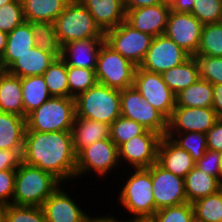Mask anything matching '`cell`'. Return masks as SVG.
Listing matches in <instances>:
<instances>
[{
	"instance_id": "27",
	"label": "cell",
	"mask_w": 222,
	"mask_h": 222,
	"mask_svg": "<svg viewBox=\"0 0 222 222\" xmlns=\"http://www.w3.org/2000/svg\"><path fill=\"white\" fill-rule=\"evenodd\" d=\"M26 118L0 111V149H23Z\"/></svg>"
},
{
	"instance_id": "13",
	"label": "cell",
	"mask_w": 222,
	"mask_h": 222,
	"mask_svg": "<svg viewBox=\"0 0 222 222\" xmlns=\"http://www.w3.org/2000/svg\"><path fill=\"white\" fill-rule=\"evenodd\" d=\"M155 212L164 207L187 203L184 178L165 170L157 162L151 165Z\"/></svg>"
},
{
	"instance_id": "16",
	"label": "cell",
	"mask_w": 222,
	"mask_h": 222,
	"mask_svg": "<svg viewBox=\"0 0 222 222\" xmlns=\"http://www.w3.org/2000/svg\"><path fill=\"white\" fill-rule=\"evenodd\" d=\"M203 24L191 13L172 11L165 34L191 56L198 50Z\"/></svg>"
},
{
	"instance_id": "48",
	"label": "cell",
	"mask_w": 222,
	"mask_h": 222,
	"mask_svg": "<svg viewBox=\"0 0 222 222\" xmlns=\"http://www.w3.org/2000/svg\"><path fill=\"white\" fill-rule=\"evenodd\" d=\"M213 103L212 108L218 119H222V84H212Z\"/></svg>"
},
{
	"instance_id": "29",
	"label": "cell",
	"mask_w": 222,
	"mask_h": 222,
	"mask_svg": "<svg viewBox=\"0 0 222 222\" xmlns=\"http://www.w3.org/2000/svg\"><path fill=\"white\" fill-rule=\"evenodd\" d=\"M161 75L164 82L175 94L186 89L200 78L198 64L194 56H191L181 65L163 72Z\"/></svg>"
},
{
	"instance_id": "23",
	"label": "cell",
	"mask_w": 222,
	"mask_h": 222,
	"mask_svg": "<svg viewBox=\"0 0 222 222\" xmlns=\"http://www.w3.org/2000/svg\"><path fill=\"white\" fill-rule=\"evenodd\" d=\"M35 46L31 23L24 21L14 28L7 36V44L4 54L1 57V64L6 71L20 55L28 52Z\"/></svg>"
},
{
	"instance_id": "25",
	"label": "cell",
	"mask_w": 222,
	"mask_h": 222,
	"mask_svg": "<svg viewBox=\"0 0 222 222\" xmlns=\"http://www.w3.org/2000/svg\"><path fill=\"white\" fill-rule=\"evenodd\" d=\"M0 111L24 117L21 78L7 71L0 74Z\"/></svg>"
},
{
	"instance_id": "36",
	"label": "cell",
	"mask_w": 222,
	"mask_h": 222,
	"mask_svg": "<svg viewBox=\"0 0 222 222\" xmlns=\"http://www.w3.org/2000/svg\"><path fill=\"white\" fill-rule=\"evenodd\" d=\"M69 98H76L79 94L95 86L97 82L95 69H85L67 65Z\"/></svg>"
},
{
	"instance_id": "32",
	"label": "cell",
	"mask_w": 222,
	"mask_h": 222,
	"mask_svg": "<svg viewBox=\"0 0 222 222\" xmlns=\"http://www.w3.org/2000/svg\"><path fill=\"white\" fill-rule=\"evenodd\" d=\"M33 31L35 46L47 51L57 58L62 55V44L55 31V25L52 22H30Z\"/></svg>"
},
{
	"instance_id": "9",
	"label": "cell",
	"mask_w": 222,
	"mask_h": 222,
	"mask_svg": "<svg viewBox=\"0 0 222 222\" xmlns=\"http://www.w3.org/2000/svg\"><path fill=\"white\" fill-rule=\"evenodd\" d=\"M152 39L153 36L138 31L126 21L106 31L104 35L105 43L135 66L143 62Z\"/></svg>"
},
{
	"instance_id": "46",
	"label": "cell",
	"mask_w": 222,
	"mask_h": 222,
	"mask_svg": "<svg viewBox=\"0 0 222 222\" xmlns=\"http://www.w3.org/2000/svg\"><path fill=\"white\" fill-rule=\"evenodd\" d=\"M23 149H0V171L17 170L23 162Z\"/></svg>"
},
{
	"instance_id": "42",
	"label": "cell",
	"mask_w": 222,
	"mask_h": 222,
	"mask_svg": "<svg viewBox=\"0 0 222 222\" xmlns=\"http://www.w3.org/2000/svg\"><path fill=\"white\" fill-rule=\"evenodd\" d=\"M24 21L21 0L0 6V31L9 33Z\"/></svg>"
},
{
	"instance_id": "11",
	"label": "cell",
	"mask_w": 222,
	"mask_h": 222,
	"mask_svg": "<svg viewBox=\"0 0 222 222\" xmlns=\"http://www.w3.org/2000/svg\"><path fill=\"white\" fill-rule=\"evenodd\" d=\"M191 57L183 48L178 46L166 34L153 37L140 68L162 74L170 68L184 63Z\"/></svg>"
},
{
	"instance_id": "37",
	"label": "cell",
	"mask_w": 222,
	"mask_h": 222,
	"mask_svg": "<svg viewBox=\"0 0 222 222\" xmlns=\"http://www.w3.org/2000/svg\"><path fill=\"white\" fill-rule=\"evenodd\" d=\"M0 210L5 222H47L42 207L9 204Z\"/></svg>"
},
{
	"instance_id": "41",
	"label": "cell",
	"mask_w": 222,
	"mask_h": 222,
	"mask_svg": "<svg viewBox=\"0 0 222 222\" xmlns=\"http://www.w3.org/2000/svg\"><path fill=\"white\" fill-rule=\"evenodd\" d=\"M191 14L203 25L222 21V0H194Z\"/></svg>"
},
{
	"instance_id": "3",
	"label": "cell",
	"mask_w": 222,
	"mask_h": 222,
	"mask_svg": "<svg viewBox=\"0 0 222 222\" xmlns=\"http://www.w3.org/2000/svg\"><path fill=\"white\" fill-rule=\"evenodd\" d=\"M120 90L97 83L75 98L76 117L111 125L121 116Z\"/></svg>"
},
{
	"instance_id": "39",
	"label": "cell",
	"mask_w": 222,
	"mask_h": 222,
	"mask_svg": "<svg viewBox=\"0 0 222 222\" xmlns=\"http://www.w3.org/2000/svg\"><path fill=\"white\" fill-rule=\"evenodd\" d=\"M186 134V135H185ZM178 137H169L175 144L186 150L197 162L204 156L207 149L206 134L201 132L177 133ZM185 135V136H184Z\"/></svg>"
},
{
	"instance_id": "22",
	"label": "cell",
	"mask_w": 222,
	"mask_h": 222,
	"mask_svg": "<svg viewBox=\"0 0 222 222\" xmlns=\"http://www.w3.org/2000/svg\"><path fill=\"white\" fill-rule=\"evenodd\" d=\"M56 58L55 55L34 46L20 55L6 71L20 78L43 75Z\"/></svg>"
},
{
	"instance_id": "33",
	"label": "cell",
	"mask_w": 222,
	"mask_h": 222,
	"mask_svg": "<svg viewBox=\"0 0 222 222\" xmlns=\"http://www.w3.org/2000/svg\"><path fill=\"white\" fill-rule=\"evenodd\" d=\"M42 76L51 96L69 97L67 64L61 57L56 58Z\"/></svg>"
},
{
	"instance_id": "54",
	"label": "cell",
	"mask_w": 222,
	"mask_h": 222,
	"mask_svg": "<svg viewBox=\"0 0 222 222\" xmlns=\"http://www.w3.org/2000/svg\"><path fill=\"white\" fill-rule=\"evenodd\" d=\"M14 1H17V0H0V6L5 5L7 3L14 2Z\"/></svg>"
},
{
	"instance_id": "47",
	"label": "cell",
	"mask_w": 222,
	"mask_h": 222,
	"mask_svg": "<svg viewBox=\"0 0 222 222\" xmlns=\"http://www.w3.org/2000/svg\"><path fill=\"white\" fill-rule=\"evenodd\" d=\"M207 149L222 152V119H218L206 133Z\"/></svg>"
},
{
	"instance_id": "56",
	"label": "cell",
	"mask_w": 222,
	"mask_h": 222,
	"mask_svg": "<svg viewBox=\"0 0 222 222\" xmlns=\"http://www.w3.org/2000/svg\"><path fill=\"white\" fill-rule=\"evenodd\" d=\"M0 222H5L4 216L0 210Z\"/></svg>"
},
{
	"instance_id": "26",
	"label": "cell",
	"mask_w": 222,
	"mask_h": 222,
	"mask_svg": "<svg viewBox=\"0 0 222 222\" xmlns=\"http://www.w3.org/2000/svg\"><path fill=\"white\" fill-rule=\"evenodd\" d=\"M184 185L189 203L217 193L222 189V182L217 177L199 170L196 166L185 176Z\"/></svg>"
},
{
	"instance_id": "8",
	"label": "cell",
	"mask_w": 222,
	"mask_h": 222,
	"mask_svg": "<svg viewBox=\"0 0 222 222\" xmlns=\"http://www.w3.org/2000/svg\"><path fill=\"white\" fill-rule=\"evenodd\" d=\"M121 116L132 119L147 130L166 136L168 119L141 96L134 87L120 91Z\"/></svg>"
},
{
	"instance_id": "20",
	"label": "cell",
	"mask_w": 222,
	"mask_h": 222,
	"mask_svg": "<svg viewBox=\"0 0 222 222\" xmlns=\"http://www.w3.org/2000/svg\"><path fill=\"white\" fill-rule=\"evenodd\" d=\"M157 163L165 170L182 178H185L188 172L195 167L192 156L167 136H162L160 140Z\"/></svg>"
},
{
	"instance_id": "6",
	"label": "cell",
	"mask_w": 222,
	"mask_h": 222,
	"mask_svg": "<svg viewBox=\"0 0 222 222\" xmlns=\"http://www.w3.org/2000/svg\"><path fill=\"white\" fill-rule=\"evenodd\" d=\"M120 192L119 201L134 219H150L155 213V201L152 191L151 166L135 168Z\"/></svg>"
},
{
	"instance_id": "14",
	"label": "cell",
	"mask_w": 222,
	"mask_h": 222,
	"mask_svg": "<svg viewBox=\"0 0 222 222\" xmlns=\"http://www.w3.org/2000/svg\"><path fill=\"white\" fill-rule=\"evenodd\" d=\"M218 120L212 107L175 106L168 119L166 136L174 137L176 133L201 132L206 134Z\"/></svg>"
},
{
	"instance_id": "55",
	"label": "cell",
	"mask_w": 222,
	"mask_h": 222,
	"mask_svg": "<svg viewBox=\"0 0 222 222\" xmlns=\"http://www.w3.org/2000/svg\"><path fill=\"white\" fill-rule=\"evenodd\" d=\"M220 157H221V160H220V169H221V182H222V152H220Z\"/></svg>"
},
{
	"instance_id": "31",
	"label": "cell",
	"mask_w": 222,
	"mask_h": 222,
	"mask_svg": "<svg viewBox=\"0 0 222 222\" xmlns=\"http://www.w3.org/2000/svg\"><path fill=\"white\" fill-rule=\"evenodd\" d=\"M212 103V84L201 78L176 94V106L208 108Z\"/></svg>"
},
{
	"instance_id": "43",
	"label": "cell",
	"mask_w": 222,
	"mask_h": 222,
	"mask_svg": "<svg viewBox=\"0 0 222 222\" xmlns=\"http://www.w3.org/2000/svg\"><path fill=\"white\" fill-rule=\"evenodd\" d=\"M201 79L211 84H222V57L194 55Z\"/></svg>"
},
{
	"instance_id": "24",
	"label": "cell",
	"mask_w": 222,
	"mask_h": 222,
	"mask_svg": "<svg viewBox=\"0 0 222 222\" xmlns=\"http://www.w3.org/2000/svg\"><path fill=\"white\" fill-rule=\"evenodd\" d=\"M72 138L75 153L78 154L83 148L94 142L110 138V125L75 116Z\"/></svg>"
},
{
	"instance_id": "52",
	"label": "cell",
	"mask_w": 222,
	"mask_h": 222,
	"mask_svg": "<svg viewBox=\"0 0 222 222\" xmlns=\"http://www.w3.org/2000/svg\"><path fill=\"white\" fill-rule=\"evenodd\" d=\"M8 33L0 31V58L5 52Z\"/></svg>"
},
{
	"instance_id": "7",
	"label": "cell",
	"mask_w": 222,
	"mask_h": 222,
	"mask_svg": "<svg viewBox=\"0 0 222 222\" xmlns=\"http://www.w3.org/2000/svg\"><path fill=\"white\" fill-rule=\"evenodd\" d=\"M136 67L104 42L99 49L95 69L97 82L121 91L133 86Z\"/></svg>"
},
{
	"instance_id": "10",
	"label": "cell",
	"mask_w": 222,
	"mask_h": 222,
	"mask_svg": "<svg viewBox=\"0 0 222 222\" xmlns=\"http://www.w3.org/2000/svg\"><path fill=\"white\" fill-rule=\"evenodd\" d=\"M133 86L167 119L171 117L176 106V94L167 86L161 74L149 72L137 66Z\"/></svg>"
},
{
	"instance_id": "5",
	"label": "cell",
	"mask_w": 222,
	"mask_h": 222,
	"mask_svg": "<svg viewBox=\"0 0 222 222\" xmlns=\"http://www.w3.org/2000/svg\"><path fill=\"white\" fill-rule=\"evenodd\" d=\"M54 25L62 46L75 40L104 38L105 35L79 0H71Z\"/></svg>"
},
{
	"instance_id": "2",
	"label": "cell",
	"mask_w": 222,
	"mask_h": 222,
	"mask_svg": "<svg viewBox=\"0 0 222 222\" xmlns=\"http://www.w3.org/2000/svg\"><path fill=\"white\" fill-rule=\"evenodd\" d=\"M60 182L53 174L22 162L16 170L11 204L42 207L44 201L60 187Z\"/></svg>"
},
{
	"instance_id": "50",
	"label": "cell",
	"mask_w": 222,
	"mask_h": 222,
	"mask_svg": "<svg viewBox=\"0 0 222 222\" xmlns=\"http://www.w3.org/2000/svg\"><path fill=\"white\" fill-rule=\"evenodd\" d=\"M172 11L191 13L194 0H168Z\"/></svg>"
},
{
	"instance_id": "30",
	"label": "cell",
	"mask_w": 222,
	"mask_h": 222,
	"mask_svg": "<svg viewBox=\"0 0 222 222\" xmlns=\"http://www.w3.org/2000/svg\"><path fill=\"white\" fill-rule=\"evenodd\" d=\"M21 84L24 117L26 118L30 112L46 102L51 95L42 75L22 77Z\"/></svg>"
},
{
	"instance_id": "1",
	"label": "cell",
	"mask_w": 222,
	"mask_h": 222,
	"mask_svg": "<svg viewBox=\"0 0 222 222\" xmlns=\"http://www.w3.org/2000/svg\"><path fill=\"white\" fill-rule=\"evenodd\" d=\"M23 162L53 174L61 182L76 178L72 131H25Z\"/></svg>"
},
{
	"instance_id": "53",
	"label": "cell",
	"mask_w": 222,
	"mask_h": 222,
	"mask_svg": "<svg viewBox=\"0 0 222 222\" xmlns=\"http://www.w3.org/2000/svg\"><path fill=\"white\" fill-rule=\"evenodd\" d=\"M127 222H152L150 219H130Z\"/></svg>"
},
{
	"instance_id": "12",
	"label": "cell",
	"mask_w": 222,
	"mask_h": 222,
	"mask_svg": "<svg viewBox=\"0 0 222 222\" xmlns=\"http://www.w3.org/2000/svg\"><path fill=\"white\" fill-rule=\"evenodd\" d=\"M118 162V147L110 138L96 141L77 154L76 176L90 172L92 169L103 177L109 170L119 165Z\"/></svg>"
},
{
	"instance_id": "21",
	"label": "cell",
	"mask_w": 222,
	"mask_h": 222,
	"mask_svg": "<svg viewBox=\"0 0 222 222\" xmlns=\"http://www.w3.org/2000/svg\"><path fill=\"white\" fill-rule=\"evenodd\" d=\"M105 33L125 21L126 11L122 0H79Z\"/></svg>"
},
{
	"instance_id": "40",
	"label": "cell",
	"mask_w": 222,
	"mask_h": 222,
	"mask_svg": "<svg viewBox=\"0 0 222 222\" xmlns=\"http://www.w3.org/2000/svg\"><path fill=\"white\" fill-rule=\"evenodd\" d=\"M150 220L152 222H195L192 203L161 208Z\"/></svg>"
},
{
	"instance_id": "19",
	"label": "cell",
	"mask_w": 222,
	"mask_h": 222,
	"mask_svg": "<svg viewBox=\"0 0 222 222\" xmlns=\"http://www.w3.org/2000/svg\"><path fill=\"white\" fill-rule=\"evenodd\" d=\"M104 38L75 40L62 47L61 58L68 66L96 69L97 58Z\"/></svg>"
},
{
	"instance_id": "15",
	"label": "cell",
	"mask_w": 222,
	"mask_h": 222,
	"mask_svg": "<svg viewBox=\"0 0 222 222\" xmlns=\"http://www.w3.org/2000/svg\"><path fill=\"white\" fill-rule=\"evenodd\" d=\"M162 136L146 130L143 134L134 136L119 148V160L130 163L135 168H149L157 162L158 146Z\"/></svg>"
},
{
	"instance_id": "44",
	"label": "cell",
	"mask_w": 222,
	"mask_h": 222,
	"mask_svg": "<svg viewBox=\"0 0 222 222\" xmlns=\"http://www.w3.org/2000/svg\"><path fill=\"white\" fill-rule=\"evenodd\" d=\"M220 152L207 150L204 156L195 162V166L205 173L217 177L221 181Z\"/></svg>"
},
{
	"instance_id": "51",
	"label": "cell",
	"mask_w": 222,
	"mask_h": 222,
	"mask_svg": "<svg viewBox=\"0 0 222 222\" xmlns=\"http://www.w3.org/2000/svg\"><path fill=\"white\" fill-rule=\"evenodd\" d=\"M85 222H119L118 220H116L114 217L112 216H107V217H95V218H91V216H88L86 219H85ZM123 222V221H121ZM124 222H127V221H124Z\"/></svg>"
},
{
	"instance_id": "38",
	"label": "cell",
	"mask_w": 222,
	"mask_h": 222,
	"mask_svg": "<svg viewBox=\"0 0 222 222\" xmlns=\"http://www.w3.org/2000/svg\"><path fill=\"white\" fill-rule=\"evenodd\" d=\"M146 130L136 121L120 116L110 125V139L119 148L123 143L143 134Z\"/></svg>"
},
{
	"instance_id": "57",
	"label": "cell",
	"mask_w": 222,
	"mask_h": 222,
	"mask_svg": "<svg viewBox=\"0 0 222 222\" xmlns=\"http://www.w3.org/2000/svg\"><path fill=\"white\" fill-rule=\"evenodd\" d=\"M4 71L2 64H1V58H0V74Z\"/></svg>"
},
{
	"instance_id": "49",
	"label": "cell",
	"mask_w": 222,
	"mask_h": 222,
	"mask_svg": "<svg viewBox=\"0 0 222 222\" xmlns=\"http://www.w3.org/2000/svg\"><path fill=\"white\" fill-rule=\"evenodd\" d=\"M167 0H122L125 11L165 3Z\"/></svg>"
},
{
	"instance_id": "45",
	"label": "cell",
	"mask_w": 222,
	"mask_h": 222,
	"mask_svg": "<svg viewBox=\"0 0 222 222\" xmlns=\"http://www.w3.org/2000/svg\"><path fill=\"white\" fill-rule=\"evenodd\" d=\"M16 170L0 171V208L11 204L13 199Z\"/></svg>"
},
{
	"instance_id": "34",
	"label": "cell",
	"mask_w": 222,
	"mask_h": 222,
	"mask_svg": "<svg viewBox=\"0 0 222 222\" xmlns=\"http://www.w3.org/2000/svg\"><path fill=\"white\" fill-rule=\"evenodd\" d=\"M195 222H222V189L192 203Z\"/></svg>"
},
{
	"instance_id": "18",
	"label": "cell",
	"mask_w": 222,
	"mask_h": 222,
	"mask_svg": "<svg viewBox=\"0 0 222 222\" xmlns=\"http://www.w3.org/2000/svg\"><path fill=\"white\" fill-rule=\"evenodd\" d=\"M60 188L42 205L47 222H85L88 215Z\"/></svg>"
},
{
	"instance_id": "35",
	"label": "cell",
	"mask_w": 222,
	"mask_h": 222,
	"mask_svg": "<svg viewBox=\"0 0 222 222\" xmlns=\"http://www.w3.org/2000/svg\"><path fill=\"white\" fill-rule=\"evenodd\" d=\"M195 55L222 57V21L203 25Z\"/></svg>"
},
{
	"instance_id": "17",
	"label": "cell",
	"mask_w": 222,
	"mask_h": 222,
	"mask_svg": "<svg viewBox=\"0 0 222 222\" xmlns=\"http://www.w3.org/2000/svg\"><path fill=\"white\" fill-rule=\"evenodd\" d=\"M170 12L167 0L165 3L127 10L125 21L138 31L156 37L165 34Z\"/></svg>"
},
{
	"instance_id": "28",
	"label": "cell",
	"mask_w": 222,
	"mask_h": 222,
	"mask_svg": "<svg viewBox=\"0 0 222 222\" xmlns=\"http://www.w3.org/2000/svg\"><path fill=\"white\" fill-rule=\"evenodd\" d=\"M71 0H21L23 15L28 22H52Z\"/></svg>"
},
{
	"instance_id": "4",
	"label": "cell",
	"mask_w": 222,
	"mask_h": 222,
	"mask_svg": "<svg viewBox=\"0 0 222 222\" xmlns=\"http://www.w3.org/2000/svg\"><path fill=\"white\" fill-rule=\"evenodd\" d=\"M75 116V98L51 96L27 115L26 131H72Z\"/></svg>"
}]
</instances>
